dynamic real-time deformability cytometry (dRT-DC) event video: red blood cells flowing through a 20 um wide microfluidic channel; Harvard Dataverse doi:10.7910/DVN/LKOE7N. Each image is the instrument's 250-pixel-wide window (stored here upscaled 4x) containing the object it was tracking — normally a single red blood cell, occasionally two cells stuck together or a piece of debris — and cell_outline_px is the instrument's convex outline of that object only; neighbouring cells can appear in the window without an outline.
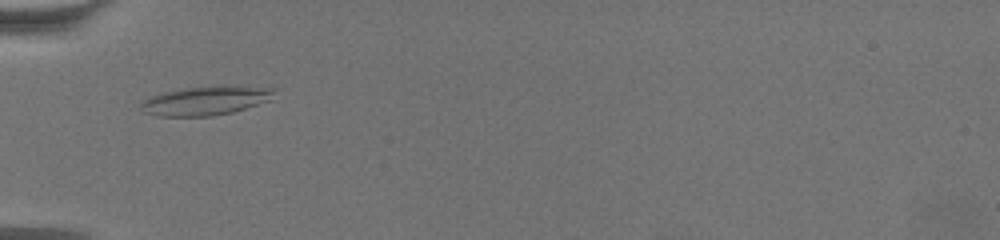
{"species": "common noctule bat (a hibernating species)", "species_latin": "Nyctalus noctula", "temperature_condition": "warm", "stored_images_in_passage": 41, "camera_frame_rate_fps": 3000, "um_per_image_px": 0.085, "animal": {"sex": "female", "body_mass_g": 19.5, "forearm_length_mm": 54.1}, "frame": {"image": 1, "passage_image": 1, "time_ms": 0.0, "image_size_px": [1000, 240], "cell_outline_px": [[280, 88], [272, 100], [232, 112], [212, 116], [156, 116], [144, 112], [140, 108], [140, 104], [148, 96], [164, 92], [184, 88]], "centroid_in_image_um": [17.45, 8.6], "position_along_channel_um": 67.6, "area_um2": 21.85}}
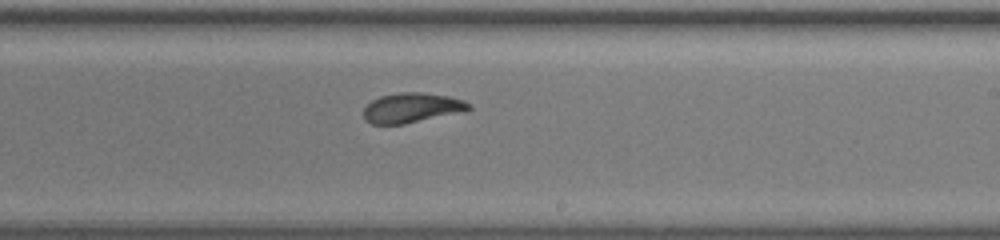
{"frame": {"image": 2, "passage_image": 18, "time_ms": 5.667, "image_size_px": [1000, 240], "cell_outline_px": [[472, 108], [464, 112], [404, 124], [372, 124], [364, 120], [364, 108], [372, 100], [380, 96], [400, 92], [420, 92], [448, 96], [464, 100], [472, 104]], "centroid_in_image_um": [35.03, 9.16], "position_along_channel_um": 254.0, "area_um2": 18.44}}
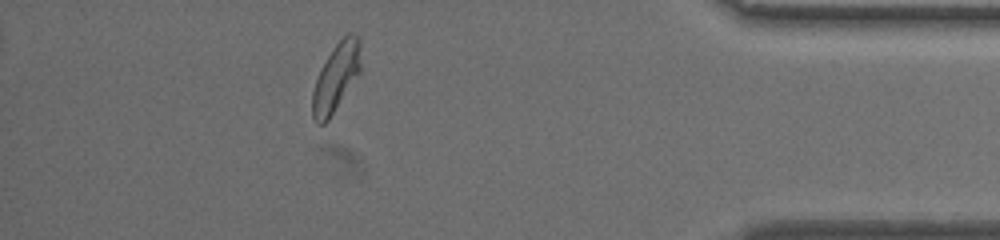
{"frame": {"image": 3, "passage_image": 35, "time_ms": 11.333, "image_size_px": [1000, 240], "cell_outline_px": [[360, 72], [328, 120], [324, 124], [316, 124], [312, 116], [312, 92], [320, 68], [336, 44], [348, 32], [352, 32], [360, 40]], "centroid_in_image_um": [28.55, 6.59], "position_along_channel_um": 406.7, "area_um2": 18.96}, "authors_computed_cell_mechanics": {"area_um2": 18.7272, "velocity_mm_per_s": 3.3426, "shape_relaxation_time_tau1_ms": 4.4797, "shape_relaxation_time_tau2_ms": 1.3826, "deformation_change_tau1": 0.1416, "deformation_change_tau2": 0.0706}}